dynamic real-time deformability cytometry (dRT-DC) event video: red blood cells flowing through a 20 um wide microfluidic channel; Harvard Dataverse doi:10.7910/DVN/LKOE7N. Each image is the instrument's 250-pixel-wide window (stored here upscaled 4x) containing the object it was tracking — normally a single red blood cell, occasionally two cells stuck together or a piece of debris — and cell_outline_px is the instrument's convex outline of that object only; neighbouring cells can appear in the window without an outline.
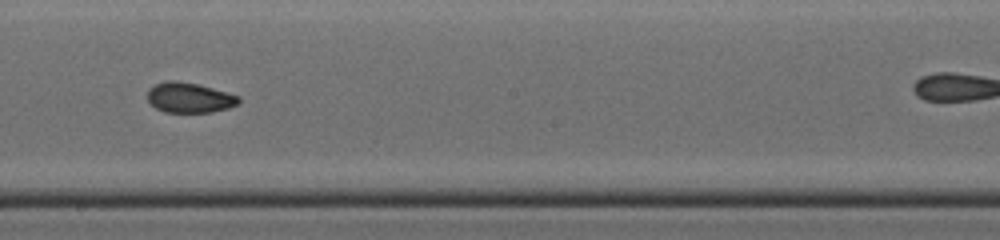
{"species": "common noctule bat (a hibernating species)", "species_latin": "Nyctalus noctula", "temperature_condition": "cold", "stored_images_in_passage": 29, "camera_frame_rate_fps": 3000, "um_per_image_px": 0.085, "animal": {"sex": "male", "body_mass_g": 19.0, "forearm_length_mm": 50.8}, "frame": {"image": 1, "passage_image": 17, "time_ms": 5.333, "image_size_px": [1000, 240], "cell_outline_px": [[240, 100], [236, 104], [228, 108], [212, 112], [164, 112], [156, 108], [148, 100], [148, 92], [156, 84], [172, 80], [196, 84], [212, 88], [240, 96]], "centroid_in_image_um": [16.12, 8.31], "position_along_channel_um": 232.1, "area_um2": 15.66}}
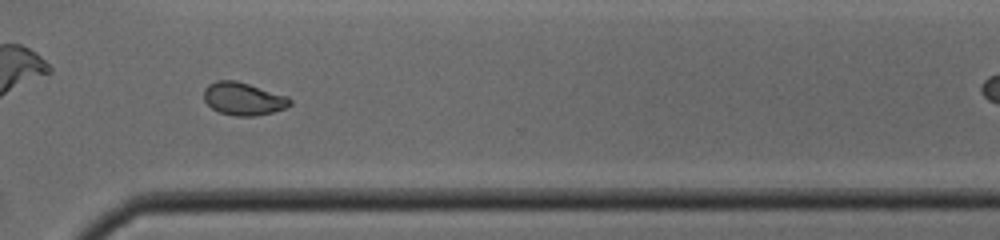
{"frame": {"image": 2, "passage_image": 25, "time_ms": 8.0, "image_size_px": [1000, 240], "cell_outline_px": [[292, 104], [284, 108], [272, 112], [256, 116], [236, 116], [220, 112], [212, 108], [204, 100], [204, 88], [208, 84], [216, 80], [236, 80], [288, 96], [292, 100]], "centroid_in_image_um": [20.68, 8.39], "position_along_channel_um": 349.9, "area_um2": 16.47}}